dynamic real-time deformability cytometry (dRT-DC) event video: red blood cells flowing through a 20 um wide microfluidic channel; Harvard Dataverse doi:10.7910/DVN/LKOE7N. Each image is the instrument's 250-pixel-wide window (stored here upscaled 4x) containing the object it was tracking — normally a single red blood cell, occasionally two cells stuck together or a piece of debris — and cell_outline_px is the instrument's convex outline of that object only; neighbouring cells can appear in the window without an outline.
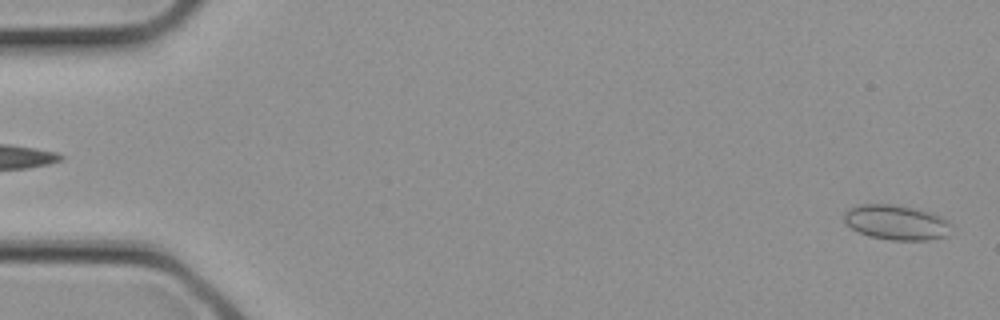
{"species": "common noctule bat (a hibernating species)", "species_latin": "Nyctalus noctula", "temperature_condition": "cold", "stored_images_in_passage": 2, "camera_frame_rate_fps": 3000, "um_per_image_px": 0.085, "animal": {"sex": "female", "body_mass_g": 21.9}, "frame": {"image": 1, "passage_image": 2, "time_ms": 0.333, "image_size_px": [1000, 320], "cell_outline_px": [[952, 224], [948, 236], [928, 240], [892, 240], [868, 236], [844, 224], [844, 212], [848, 208], [864, 204], [892, 204], [932, 212], [944, 216]], "centroid_in_image_um": [76.22, 18.9], "position_along_channel_um": 8.8, "area_um2": 22.08}}